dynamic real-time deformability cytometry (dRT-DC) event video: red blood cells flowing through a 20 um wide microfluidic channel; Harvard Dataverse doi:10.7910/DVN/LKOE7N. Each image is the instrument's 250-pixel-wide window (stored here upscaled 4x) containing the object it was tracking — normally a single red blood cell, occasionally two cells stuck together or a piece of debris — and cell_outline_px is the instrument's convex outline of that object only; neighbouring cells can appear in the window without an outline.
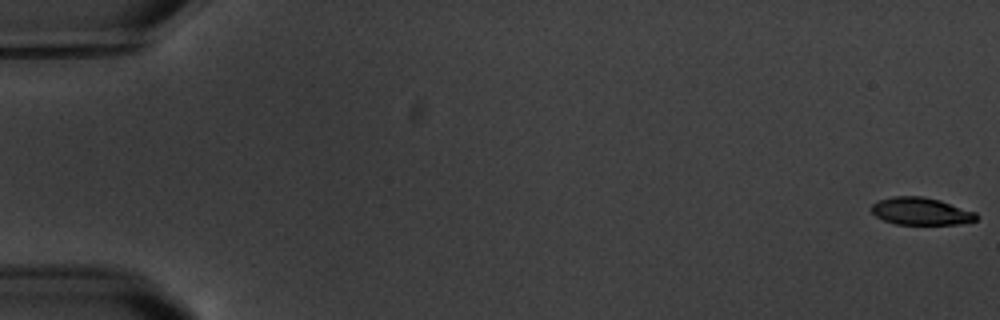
{"species": "common noctule bat (a hibernating species)", "species_latin": "Nyctalus noctula", "temperature_condition": "warm", "stored_images_in_passage": 8, "camera_frame_rate_fps": 3000, "um_per_image_px": 0.085, "animal": {"sex": "male", "body_mass_g": 20.1, "forearm_length_mm": 53.5}, "frame": {"image": 1, "passage_image": 1, "time_ms": 0.0, "image_size_px": [1000, 320], "cell_outline_px": [[980, 216], [976, 220], [960, 224], [896, 224], [884, 220], [876, 216], [872, 212], [872, 204], [880, 200], [892, 196], [924, 196], [940, 200], [976, 212]], "centroid_in_image_um": [78.31, 17.95], "position_along_channel_um": 6.7, "area_um2": 16.76}}
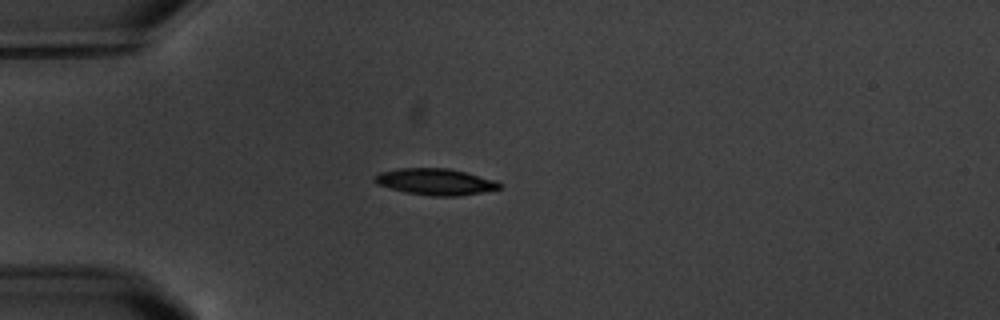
{"frame": {"image": 2, "passage_image": 5, "time_ms": 5.333, "image_size_px": [1000, 320], "cell_outline_px": [[500, 188], [480, 192], [456, 196], [432, 196], [404, 192], [380, 184], [372, 180], [372, 176], [380, 172], [400, 168], [448, 168], [496, 180], [500, 184]], "centroid_in_image_um": [36.97, 15.44], "position_along_channel_um": 48.0, "area_um2": 18.96}}
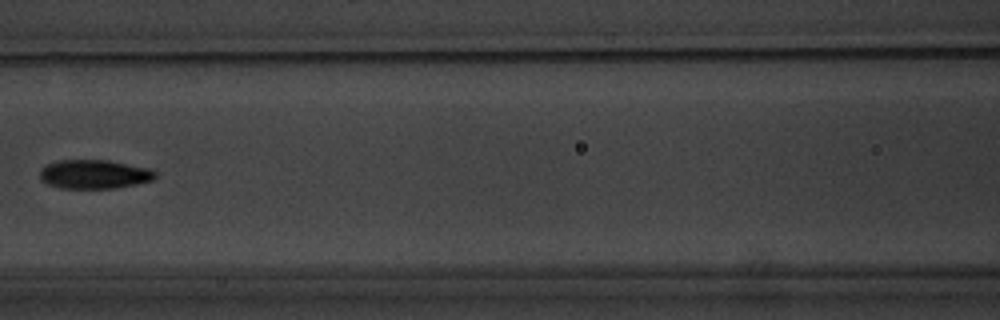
{"frame": {"image": 3, "passage_image": 8, "time_ms": 9.0, "image_size_px": [1000, 320], "cell_outline_px": [[156, 176], [152, 180], [136, 184], [112, 188], [60, 188], [48, 184], [40, 180], [40, 172], [48, 164], [56, 160], [108, 160], [148, 168], [156, 172]], "centroid_in_image_um": [8.0, 14.81], "position_along_channel_um": 158.6, "area_um2": 19.31}}